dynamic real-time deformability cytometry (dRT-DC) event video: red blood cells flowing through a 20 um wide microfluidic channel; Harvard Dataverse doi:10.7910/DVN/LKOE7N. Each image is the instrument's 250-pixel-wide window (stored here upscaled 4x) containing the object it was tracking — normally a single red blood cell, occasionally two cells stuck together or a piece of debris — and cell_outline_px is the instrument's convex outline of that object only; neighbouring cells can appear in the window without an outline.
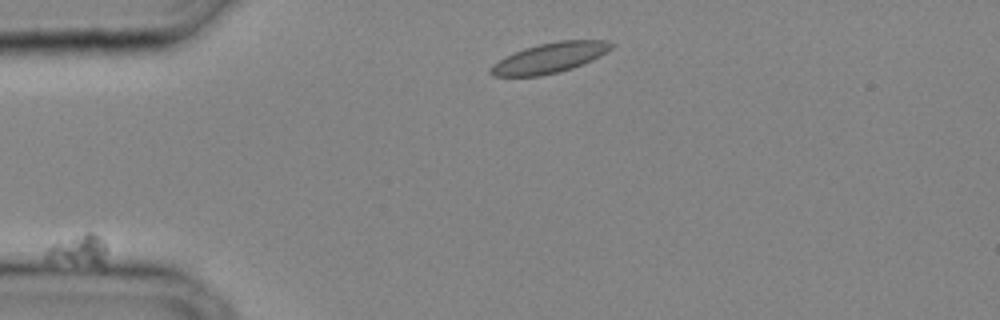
{"species": "common noctule bat (a hibernating species)", "species_latin": "Nyctalus noctula", "temperature_condition": "cold", "stored_images_in_passage": 26, "camera_frame_rate_fps": 3000, "um_per_image_px": 0.085, "animal": {"sex": "male", "body_mass_g": 20.4}, "frame": {"image": 1, "passage_image": 1, "time_ms": 0.0, "image_size_px": [1000, 320], "cell_outline_px": [[108, 248], [104, 264], [92, 264], [44, 260], [44, 256], [48, 248], [52, 244], [84, 232], [92, 232]], "centroid_in_image_um": [6.67, 21.25], "position_along_channel_um": 78.3, "area_um2": 10.58}}
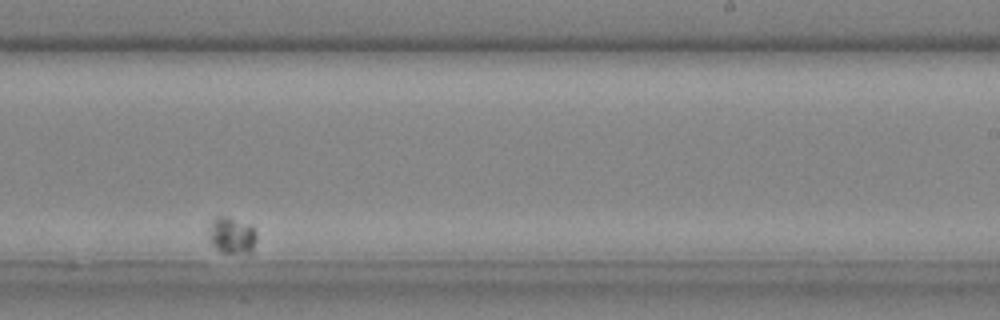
{"frame": {"image": 2, "passage_image": 19, "time_ms": 6.0, "image_size_px": [1000, 320], "cell_outline_px": [[256, 240], [252, 256], [220, 252], [208, 240], [208, 232], [212, 220], [220, 216], [224, 216], [248, 224], [256, 232]], "centroid_in_image_um": [19.73, 20.09], "position_along_channel_um": 269.3, "area_um2": 10.52}}